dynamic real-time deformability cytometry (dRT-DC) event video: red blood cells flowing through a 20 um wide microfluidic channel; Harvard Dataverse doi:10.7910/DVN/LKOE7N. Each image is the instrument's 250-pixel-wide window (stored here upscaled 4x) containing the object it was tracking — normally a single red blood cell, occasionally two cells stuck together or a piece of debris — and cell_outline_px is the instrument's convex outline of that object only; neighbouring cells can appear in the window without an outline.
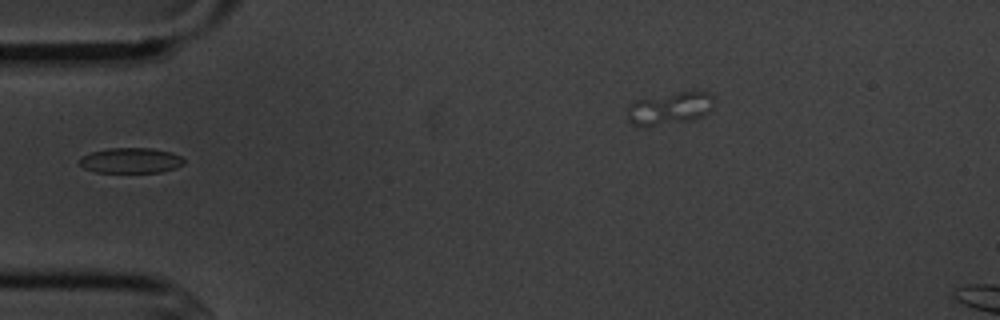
{"species": "common noctule bat (a hibernating species)", "species_latin": "Nyctalus noctula", "temperature_condition": "cold", "stored_images_in_passage": 2, "camera_frame_rate_fps": 3000, "um_per_image_px": 0.085, "animal": {"sex": "male", "body_mass_g": 20.1, "forearm_length_mm": 53.5}, "frame": {"image": 1, "passage_image": 1, "time_ms": 0.0, "image_size_px": [1000, 320], "cell_outline_px": [[184, 164], [176, 168], [160, 172], [96, 172], [84, 168], [76, 160], [80, 156], [92, 152], [108, 148], [152, 148], [172, 152], [180, 156], [184, 160]], "centroid_in_image_um": [11.1, 13.63], "position_along_channel_um": 73.9, "area_um2": 15.55}}